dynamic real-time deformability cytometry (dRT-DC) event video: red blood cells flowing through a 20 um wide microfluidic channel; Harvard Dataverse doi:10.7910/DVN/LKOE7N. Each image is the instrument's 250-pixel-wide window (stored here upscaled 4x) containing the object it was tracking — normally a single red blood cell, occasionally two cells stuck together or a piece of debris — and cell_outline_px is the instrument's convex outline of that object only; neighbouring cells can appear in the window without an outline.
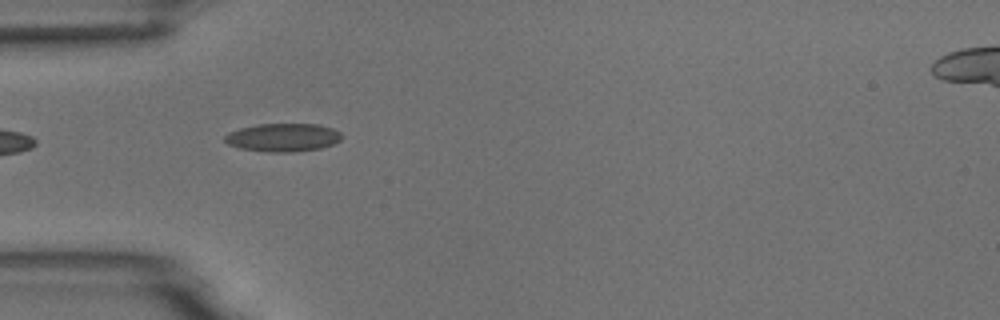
{"species": "common noctule bat (a hibernating species)", "species_latin": "Nyctalus noctula", "temperature_condition": "room temperature", "stored_images_in_passage": 2, "camera_frame_rate_fps": 3000, "um_per_image_px": 0.085, "animal": {"sex": "male", "body_mass_g": 18.8}, "frame": {"image": 1, "passage_image": 1, "time_ms": 0.0, "image_size_px": [1000, 320], "cell_outline_px": [[344, 136], [340, 140], [332, 144], [320, 148], [296, 152], [272, 152], [240, 148], [228, 144], [224, 140], [224, 136], [228, 132], [240, 128], [256, 124], [320, 124], [332, 128], [340, 132]], "centroid_in_image_um": [24.06, 11.68], "position_along_channel_um": 60.9, "area_um2": 19.31}}